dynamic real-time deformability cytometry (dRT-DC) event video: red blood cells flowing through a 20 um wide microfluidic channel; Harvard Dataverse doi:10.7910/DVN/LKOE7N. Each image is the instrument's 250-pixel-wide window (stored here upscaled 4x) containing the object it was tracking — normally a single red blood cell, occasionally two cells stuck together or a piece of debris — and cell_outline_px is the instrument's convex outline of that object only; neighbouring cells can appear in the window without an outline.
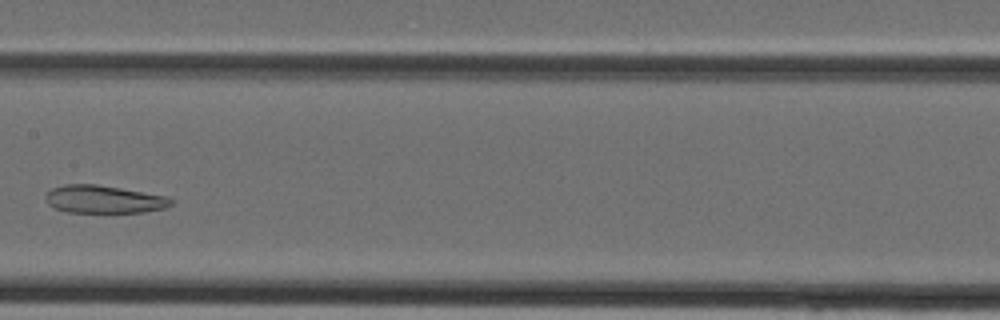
{"species": "Egyptian fruit bat (a non-hibernating species)", "species_latin": "Rousettus aegyptiacus", "temperature_condition": "cold", "stored_images_in_passage": 29, "camera_frame_rate_fps": 3000, "um_per_image_px": 0.085, "animal": {"sex": "female"}, "frame": {"image": 1, "passage_image": 9, "time_ms": 2.667, "image_size_px": [1000, 320], "cell_outline_px": [[172, 204], [164, 208], [144, 212], [112, 216], [68, 212], [56, 208], [48, 204], [44, 196], [52, 188], [64, 184], [96, 184], [120, 188], [164, 196], [172, 200]], "centroid_in_image_um": [8.8, 17.0], "position_along_channel_um": 198.6, "area_um2": 21.15}}
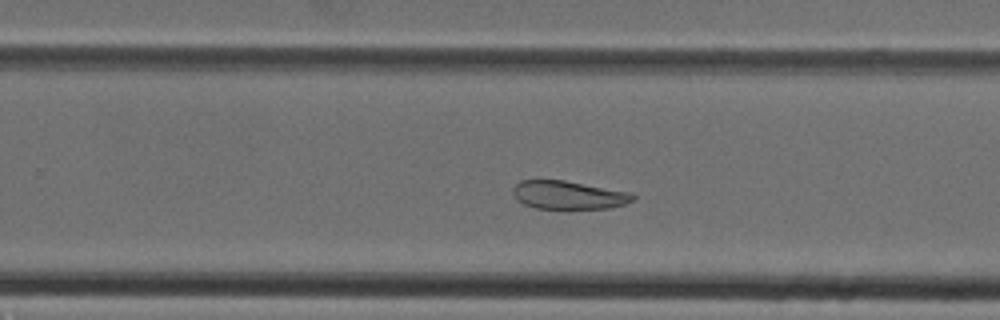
{"frame": {"image": 2, "passage_image": 14, "time_ms": 4.333, "image_size_px": [1000, 320], "cell_outline_px": [[636, 200], [624, 204], [608, 208], [564, 212], [536, 208], [524, 204], [516, 200], [512, 192], [512, 188], [520, 180], [564, 180], [632, 192], [636, 196]], "centroid_in_image_um": [48.34, 16.63], "position_along_channel_um": 281.5, "area_um2": 20.92}}
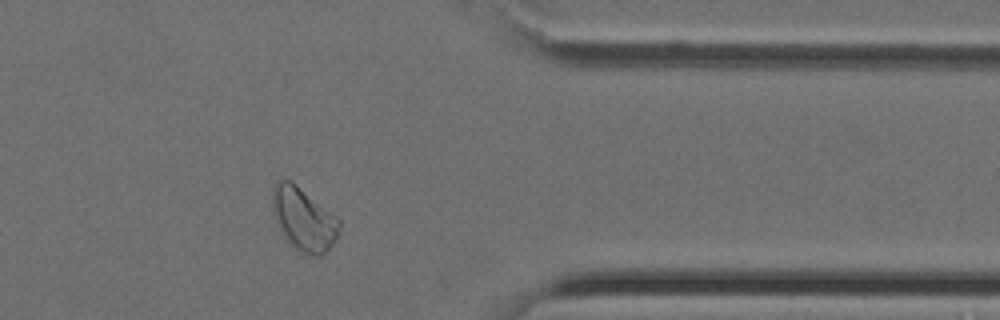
{"frame": {"image": 3, "passage_image": 21, "time_ms": 6.667, "image_size_px": [1000, 320], "cell_outline_px": [[340, 224], [336, 240], [320, 256], [308, 256], [296, 248], [280, 232], [272, 208], [272, 188], [276, 180], [288, 180], [296, 184], [336, 216], [340, 220]], "centroid_in_image_um": [25.79, 18.61], "position_along_channel_um": 385.6, "area_um2": 24.33}}